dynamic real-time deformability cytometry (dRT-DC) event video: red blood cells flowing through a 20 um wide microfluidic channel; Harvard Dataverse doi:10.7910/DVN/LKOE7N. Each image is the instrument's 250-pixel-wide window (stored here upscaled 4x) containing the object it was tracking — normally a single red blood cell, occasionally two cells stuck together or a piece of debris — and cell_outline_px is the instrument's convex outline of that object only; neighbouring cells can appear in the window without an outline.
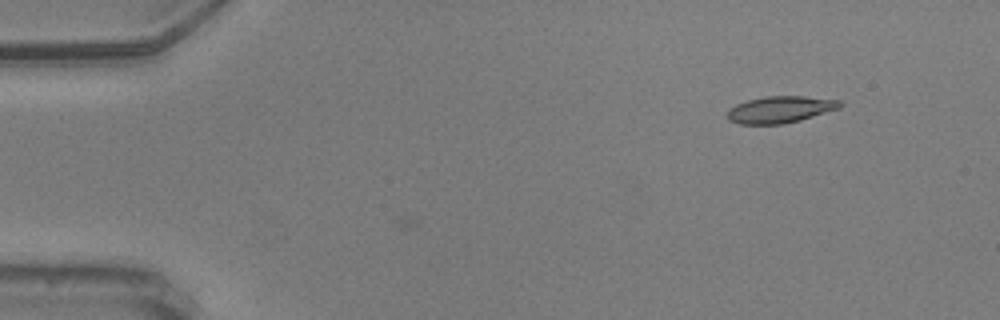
{"species": "common noctule bat (a hibernating species)", "species_latin": "Nyctalus noctula", "temperature_condition": "warm", "stored_images_in_passage": 11, "camera_frame_rate_fps": 3000, "um_per_image_px": 0.085, "animal": {"sex": "male", "body_mass_g": 20.5, "forearm_length_mm": 52.5}, "frame": {"image": 1, "passage_image": 11, "time_ms": 3.333, "image_size_px": [1000, 320], "cell_outline_px": [[844, 104], [840, 108], [800, 120], [780, 124], [740, 124], [728, 120], [728, 108], [736, 104], [748, 100], [764, 96], [804, 96], [840, 100]], "centroid_in_image_um": [66.32, 9.3], "position_along_channel_um": 18.7, "area_um2": 17.57}}